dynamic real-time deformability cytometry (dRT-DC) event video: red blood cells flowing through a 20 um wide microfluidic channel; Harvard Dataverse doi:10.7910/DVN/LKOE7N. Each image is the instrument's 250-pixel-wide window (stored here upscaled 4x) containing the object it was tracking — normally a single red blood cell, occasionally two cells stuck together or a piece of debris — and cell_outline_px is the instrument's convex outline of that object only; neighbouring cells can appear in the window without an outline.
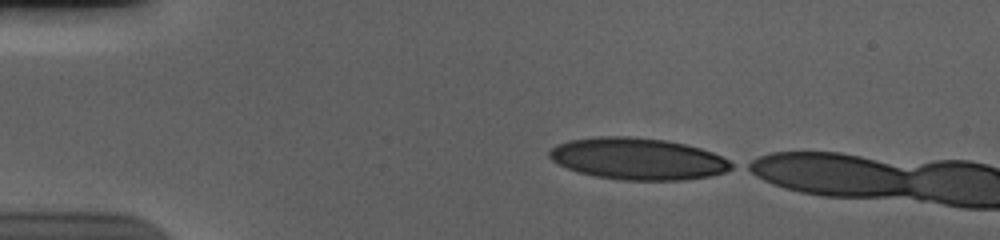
{"species": "human", "species_latin": "Homo sapiens", "temperature_condition": "cold", "stored_images_in_passage": 4, "camera_frame_rate_fps": 3000, "um_per_image_px": 0.085, "donor": {"sex": "male"}, "frame": {"image": 1, "passage_image": 1, "time_ms": 0.0, "image_size_px": [1000, 240], "cell_outline_px": [[736, 164], [732, 168], [724, 172], [708, 176], [684, 180], [624, 180], [596, 176], [580, 172], [568, 168], [552, 160], [548, 156], [548, 152], [556, 144], [568, 140], [600, 136], [632, 136], [664, 140], [684, 144], [700, 148], [712, 152]], "centroid_in_image_um": [54.21, 13.49], "position_along_channel_um": 30.8, "area_um2": 44.1}}